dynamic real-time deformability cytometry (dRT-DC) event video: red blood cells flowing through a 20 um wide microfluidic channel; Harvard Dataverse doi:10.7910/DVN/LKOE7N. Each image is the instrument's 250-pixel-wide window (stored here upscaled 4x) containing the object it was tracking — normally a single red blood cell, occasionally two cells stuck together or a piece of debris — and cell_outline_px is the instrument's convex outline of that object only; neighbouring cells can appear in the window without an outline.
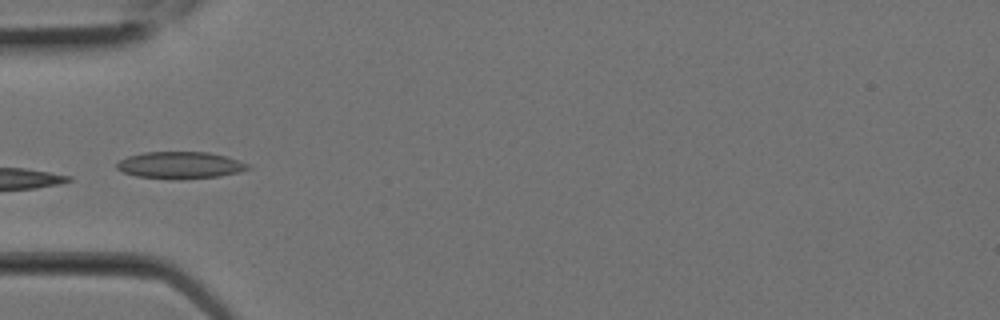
{"species": "Egyptian fruit bat (a non-hibernating species)", "species_latin": "Rousettus aegyptiacus", "temperature_condition": "room temperature", "stored_images_in_passage": 2, "camera_frame_rate_fps": 3000, "um_per_image_px": 0.085, "animal": {"sex": "female"}, "frame": {"image": 1, "passage_image": 2, "time_ms": 0.333, "image_size_px": [1000, 320], "cell_outline_px": [[252, 168], [240, 172], [220, 176], [180, 180], [136, 176], [124, 172], [116, 168], [116, 164], [120, 160], [128, 156], [144, 152], [208, 152], [224, 156], [248, 164]], "centroid_in_image_um": [15.31, 14.05], "position_along_channel_um": 69.7, "area_um2": 20.58}}